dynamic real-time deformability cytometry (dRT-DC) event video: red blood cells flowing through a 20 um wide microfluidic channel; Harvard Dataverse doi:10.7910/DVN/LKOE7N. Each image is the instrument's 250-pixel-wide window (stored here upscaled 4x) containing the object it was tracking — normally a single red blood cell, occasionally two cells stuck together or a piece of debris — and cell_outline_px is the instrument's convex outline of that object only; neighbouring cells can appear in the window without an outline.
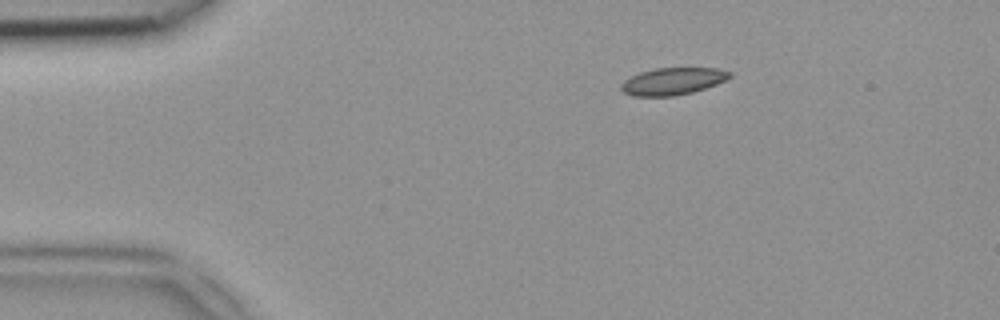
{"species": "common noctule bat (a hibernating species)", "species_latin": "Nyctalus noctula", "temperature_condition": "room temperature", "stored_images_in_passage": 49, "camera_frame_rate_fps": 3000, "um_per_image_px": 0.085, "animal": {"sex": "female", "body_mass_g": 18.4}, "frame": {"image": 1, "passage_image": 9, "time_ms": 2.667, "image_size_px": [1000, 320], "cell_outline_px": [[732, 76], [716, 84], [692, 92], [676, 96], [632, 96], [624, 92], [620, 88], [620, 84], [624, 80], [640, 72], [656, 68], [720, 68], [732, 72]], "centroid_in_image_um": [57.18, 6.9], "position_along_channel_um": 27.8, "area_um2": 17.17}}
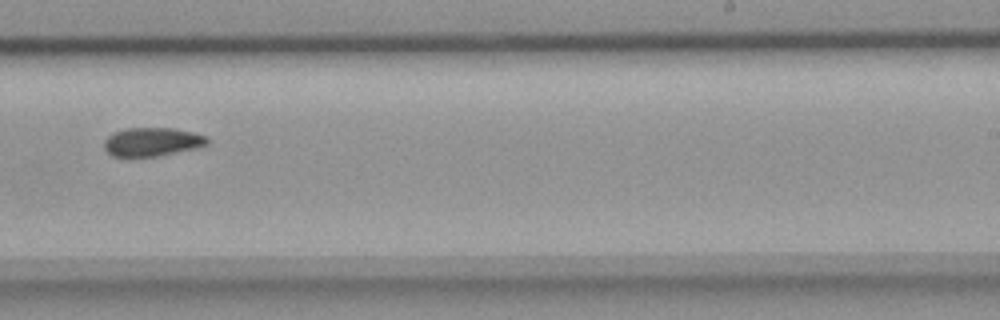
{"frame": {"image": 2, "passage_image": 31, "time_ms": 10.0, "image_size_px": [1000, 320], "cell_outline_px": [[208, 144], [200, 148], [160, 156], [112, 156], [104, 148], [104, 140], [112, 132], [128, 128], [172, 128], [192, 132], [208, 136]], "centroid_in_image_um": [12.97, 12.06], "position_along_channel_um": 276.0, "area_um2": 17.4}}
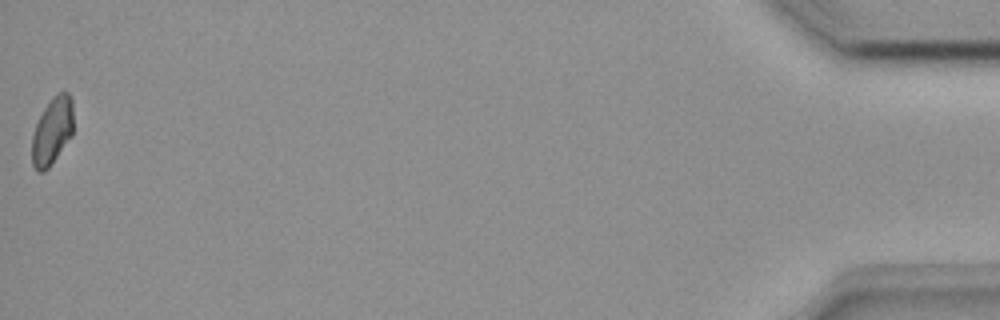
{"frame": {"image": 3, "passage_image": 49, "time_ms": 16.0, "image_size_px": [1000, 320], "cell_outline_px": [[72, 136], [48, 168], [44, 172], [40, 172], [32, 164], [32, 136], [36, 124], [44, 108], [52, 96], [64, 88], [72, 96]], "centroid_in_image_um": [4.45, 11.08], "position_along_channel_um": 430.7, "area_um2": 16.3}}